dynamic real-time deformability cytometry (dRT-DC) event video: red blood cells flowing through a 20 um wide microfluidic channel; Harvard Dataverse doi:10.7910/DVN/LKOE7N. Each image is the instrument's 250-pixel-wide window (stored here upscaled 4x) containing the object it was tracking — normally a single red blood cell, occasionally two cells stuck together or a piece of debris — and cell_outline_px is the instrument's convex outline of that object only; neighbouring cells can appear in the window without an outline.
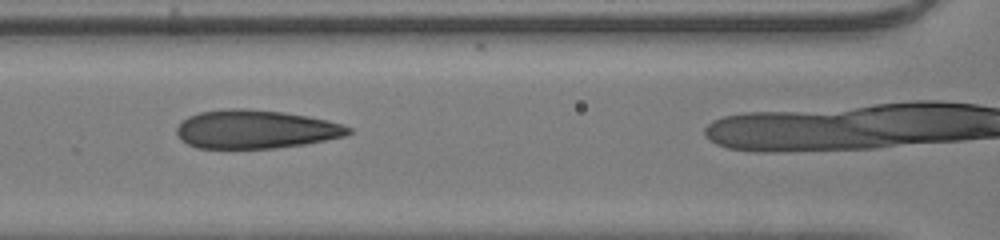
{"species": "human", "species_latin": "Homo sapiens", "temperature_condition": "room temperature", "stored_images_in_passage": 25, "camera_frame_rate_fps": 3000, "um_per_image_px": 0.085, "donor": {"sex": "male"}, "frame": {"image": 1, "passage_image": 5, "time_ms": 1.333, "image_size_px": [1000, 240], "cell_outline_px": [[352, 132], [344, 136], [304, 144], [276, 148], [196, 148], [180, 140], [176, 132], [176, 128], [188, 116], [200, 112], [228, 108], [244, 108], [284, 112], [308, 116], [328, 120], [344, 124], [352, 128]], "centroid_in_image_um": [21.73, 10.98], "position_along_channel_um": 144.9, "area_um2": 38.67}}
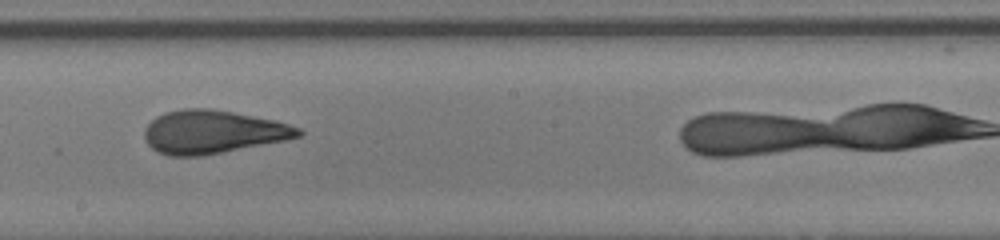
{"frame": {"image": 2, "passage_image": 11, "time_ms": 3.333, "image_size_px": [1000, 240], "cell_outline_px": [[304, 132], [300, 136], [284, 140], [200, 156], [168, 156], [156, 152], [144, 140], [144, 128], [156, 116], [164, 112], [184, 108], [208, 108], [232, 112], [272, 120], [288, 124], [300, 128]], "centroid_in_image_um": [18.01, 11.21], "position_along_channel_um": 230.2, "area_um2": 38.55}}
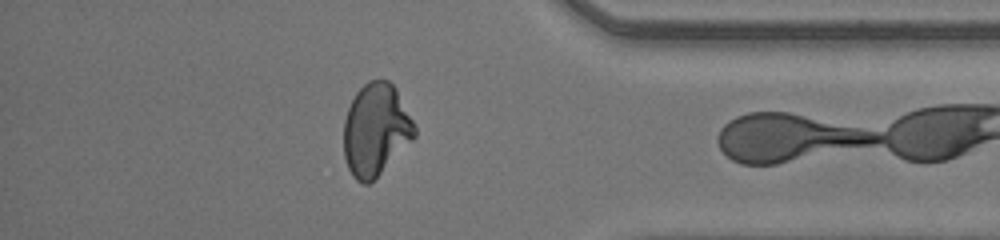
{"frame": {"image": 3, "passage_image": 24, "time_ms": 7.667, "image_size_px": [1000, 240], "cell_outline_px": [[416, 136], [368, 184], [364, 184], [356, 180], [352, 176], [348, 168], [344, 156], [344, 120], [348, 108], [356, 92], [368, 80], [388, 80], [396, 88], [416, 128]], "centroid_in_image_um": [31.92, 11.01], "position_along_channel_um": 403.3, "area_um2": 37.57}}